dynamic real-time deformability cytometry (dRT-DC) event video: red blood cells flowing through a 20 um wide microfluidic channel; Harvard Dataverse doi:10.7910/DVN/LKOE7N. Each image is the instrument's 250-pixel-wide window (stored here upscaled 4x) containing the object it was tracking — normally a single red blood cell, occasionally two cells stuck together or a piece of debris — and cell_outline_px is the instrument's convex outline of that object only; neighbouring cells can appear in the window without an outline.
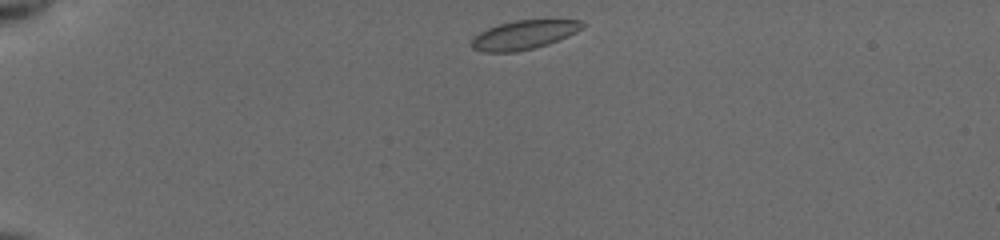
{"species": "common noctule bat (a hibernating species)", "species_latin": "Nyctalus noctula", "temperature_condition": "cold", "stored_images_in_passage": 41, "camera_frame_rate_fps": 3000, "um_per_image_px": 0.085, "animal": {"sex": "female", "body_mass_g": 19.5, "forearm_length_mm": 54.1}, "frame": {"image": 1, "passage_image": 1, "time_ms": 0.0, "image_size_px": [1000, 240], "cell_outline_px": [[588, 24], [576, 32], [568, 36], [548, 44], [516, 52], [484, 52], [472, 48], [472, 40], [480, 32], [488, 28], [500, 24], [516, 20], [580, 20]], "centroid_in_image_um": [44.57, 2.96], "position_along_channel_um": 40.4, "area_um2": 18.5}}
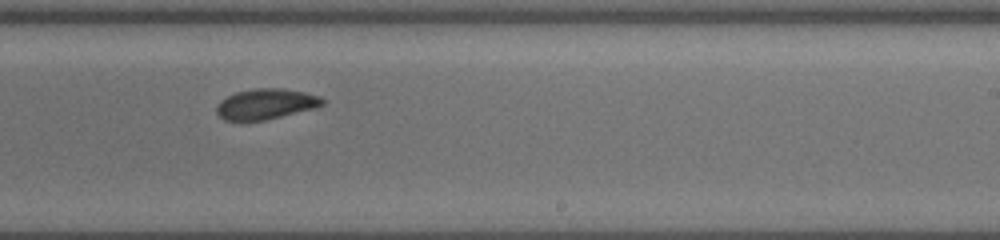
{"frame": {"image": 2, "passage_image": 23, "time_ms": 7.333, "image_size_px": [1000, 240], "cell_outline_px": [[324, 104], [316, 108], [264, 120], [224, 120], [216, 112], [216, 104], [220, 100], [236, 92], [256, 88], [280, 88], [304, 92], [320, 96], [324, 100]], "centroid_in_image_um": [22.6, 8.83], "position_along_channel_um": 266.4, "area_um2": 18.73}}
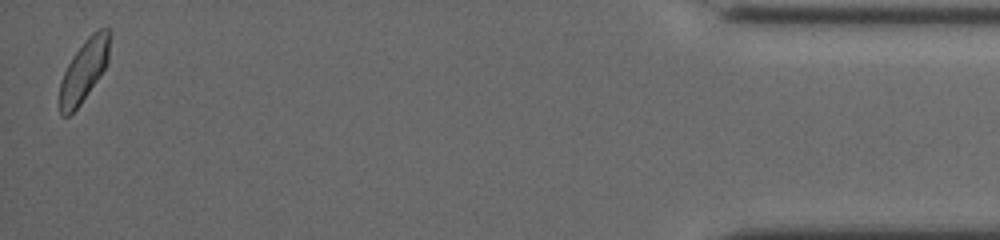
{"frame": {"image": 3, "passage_image": 41, "time_ms": 13.333, "image_size_px": [1000, 240], "cell_outline_px": [[112, 32], [108, 60], [104, 68], [80, 104], [68, 116], [60, 116], [60, 80], [72, 56], [88, 36], [92, 32], [100, 28], [108, 28]], "centroid_in_image_um": [7.15, 5.93], "position_along_channel_um": 428.0, "area_um2": 17.92}, "authors_computed_cell_mechanics": {"area_um2": 18.785, "velocity_mm_per_s": 3.8856, "shape_relaxation_time_tau1_ms": 2.9772, "shape_relaxation_time_tau2_ms": null, "deformation_change_tau1": 0.1088, "deformation_change_tau2": null}}